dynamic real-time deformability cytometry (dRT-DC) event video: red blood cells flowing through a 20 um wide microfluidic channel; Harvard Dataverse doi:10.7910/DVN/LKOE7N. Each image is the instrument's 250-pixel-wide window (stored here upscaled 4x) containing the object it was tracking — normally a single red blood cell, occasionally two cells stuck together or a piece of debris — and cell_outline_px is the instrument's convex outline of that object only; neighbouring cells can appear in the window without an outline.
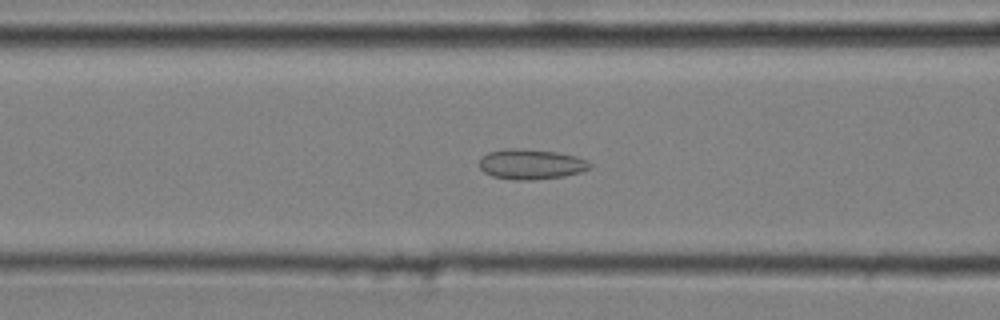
{"species": "common noctule bat (a hibernating species)", "species_latin": "Nyctalus noctula", "temperature_condition": "cold", "stored_images_in_passage": 39, "camera_frame_rate_fps": 3000, "um_per_image_px": 0.085, "animal": {"sex": "male", "body_mass_g": 20.4}, "frame": {"image": 1, "passage_image": 8, "time_ms": 2.333, "image_size_px": [1000, 320], "cell_outline_px": [[592, 168], [580, 172], [564, 176], [532, 180], [516, 180], [492, 176], [484, 172], [480, 168], [480, 160], [488, 152], [504, 148], [520, 148], [556, 152], [576, 156], [588, 160], [592, 164]], "centroid_in_image_um": [45.16, 13.95], "position_along_channel_um": 121.4, "area_um2": 19.54}}
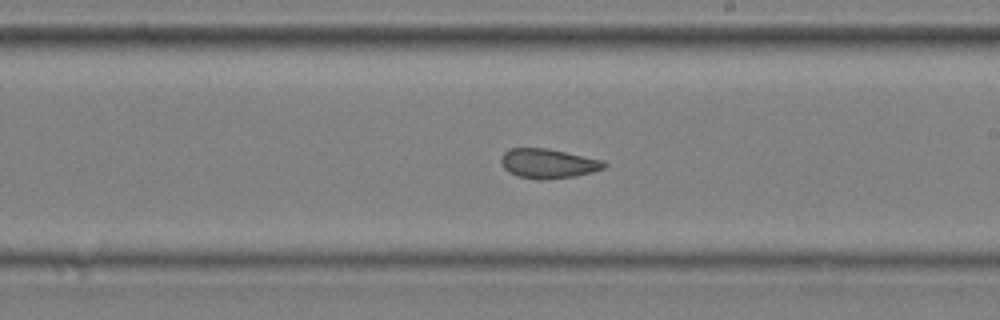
{"frame": {"image": 2, "passage_image": 18, "time_ms": 5.667, "image_size_px": [1000, 320], "cell_outline_px": [[608, 164], [604, 168], [592, 172], [576, 176], [544, 180], [536, 180], [516, 176], [508, 172], [504, 168], [500, 160], [500, 156], [508, 148], [548, 148], [604, 160]], "centroid_in_image_um": [46.57, 13.9], "position_along_channel_um": 242.4, "area_um2": 18.09}}
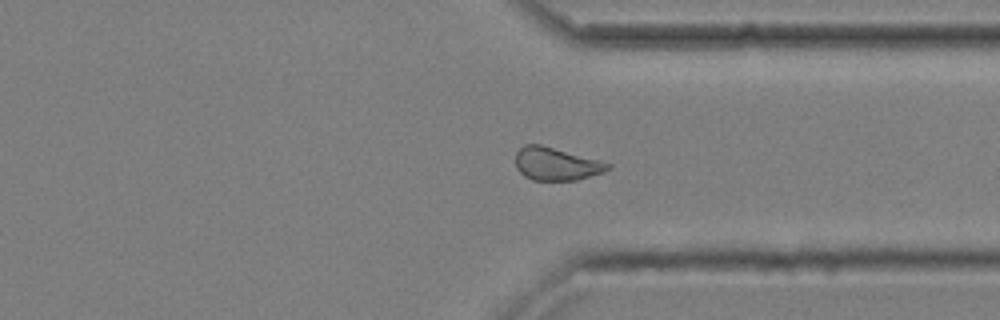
{"frame": {"image": 3, "passage_image": 28, "time_ms": 9.0, "image_size_px": [1000, 320], "cell_outline_px": [[612, 168], [604, 172], [576, 180], [532, 180], [524, 176], [516, 168], [516, 152], [524, 144], [540, 144], [600, 160], [612, 164]], "centroid_in_image_um": [47.29, 13.93], "position_along_channel_um": 364.1, "area_um2": 17.74}, "authors_computed_cell_mechanics": {"area_um2": 18.1492, "velocity_mm_per_s": 3.6369, "shape_relaxation_time_tau1_ms": null, "shape_relaxation_time_tau2_ms": 1.9555, "deformation_change_tau1": null, "deformation_change_tau2": 0.0808}}